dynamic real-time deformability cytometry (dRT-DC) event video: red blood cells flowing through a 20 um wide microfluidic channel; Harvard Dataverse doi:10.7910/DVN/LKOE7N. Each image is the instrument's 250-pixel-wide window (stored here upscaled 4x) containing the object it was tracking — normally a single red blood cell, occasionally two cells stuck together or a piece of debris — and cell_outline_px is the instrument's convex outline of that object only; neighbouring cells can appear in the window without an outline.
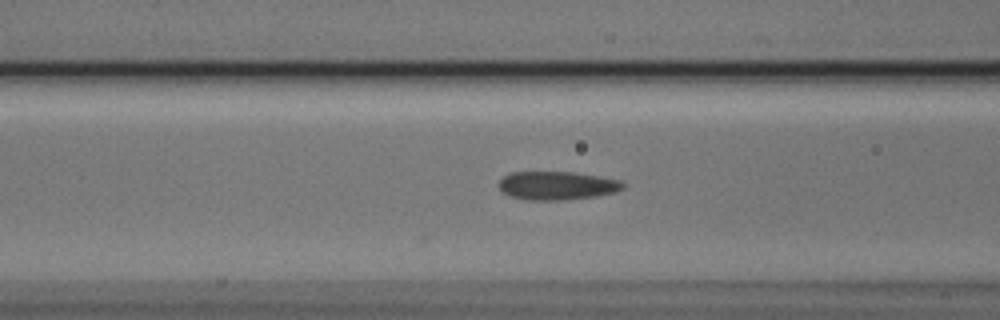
{"species": "Egyptian fruit bat (a non-hibernating species)", "species_latin": "Rousettus aegyptiacus", "temperature_condition": "cold", "stored_images_in_passage": 33, "camera_frame_rate_fps": 3000, "um_per_image_px": 0.085, "animal": {"sex": "male"}, "frame": {"image": 1, "passage_image": 6, "time_ms": 1.667, "image_size_px": [1000, 320], "cell_outline_px": [[624, 188], [616, 192], [596, 196], [564, 200], [524, 200], [508, 196], [500, 192], [500, 180], [504, 176], [512, 172], [576, 172], [600, 176], [620, 180], [624, 184]], "centroid_in_image_um": [47.34, 15.78], "position_along_channel_um": 119.3, "area_um2": 20.81}}
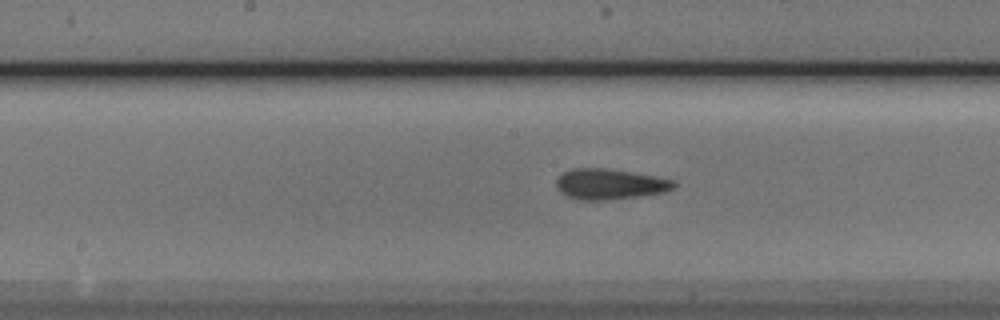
{"frame": {"image": 2, "passage_image": 12, "time_ms": 3.667, "image_size_px": [1000, 320], "cell_outline_px": [[676, 184], [672, 188], [664, 192], [640, 196], [608, 200], [580, 200], [568, 196], [560, 192], [556, 188], [556, 180], [564, 172], [572, 168], [604, 168], [632, 172], [656, 176], [676, 180]], "centroid_in_image_um": [51.83, 15.65], "position_along_channel_um": 196.4, "area_um2": 20.98}}
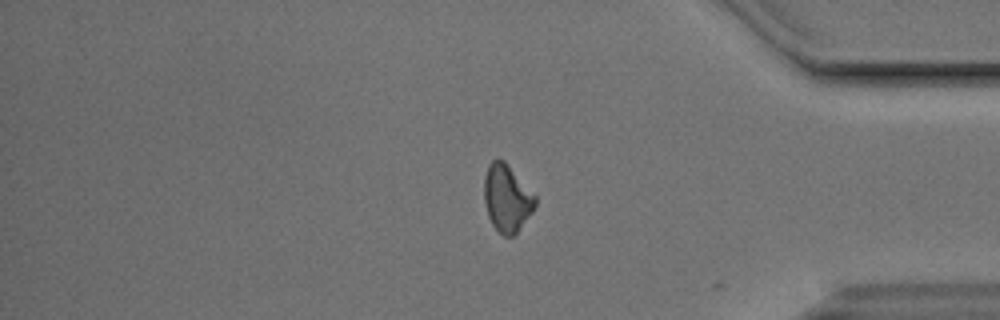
{"frame": {"image": 3, "passage_image": 29, "time_ms": 9.333, "image_size_px": [1000, 320], "cell_outline_px": [[536, 204], [532, 212], [516, 232], [512, 236], [504, 236], [492, 224], [488, 216], [484, 200], [484, 176], [488, 164], [492, 160], [504, 160], [536, 196]], "centroid_in_image_um": [43.07, 16.83], "position_along_channel_um": 392.1, "area_um2": 19.77}}